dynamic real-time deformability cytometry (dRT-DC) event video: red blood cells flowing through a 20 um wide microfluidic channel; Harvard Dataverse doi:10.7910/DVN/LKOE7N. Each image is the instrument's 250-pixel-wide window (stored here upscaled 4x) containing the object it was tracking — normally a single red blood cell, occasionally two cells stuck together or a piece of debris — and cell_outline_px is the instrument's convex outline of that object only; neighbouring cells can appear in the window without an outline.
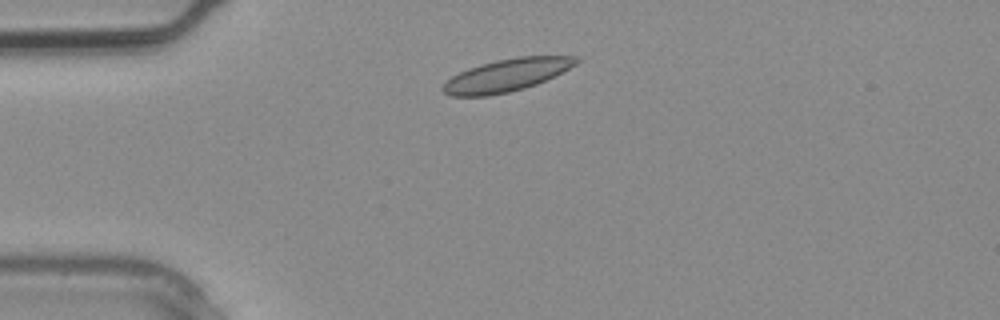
{"species": "common noctule bat (a hibernating species)", "species_latin": "Nyctalus noctula", "temperature_condition": "warm", "stored_images_in_passage": 2, "camera_frame_rate_fps": 3000, "um_per_image_px": 0.085, "animal": {"sex": "male", "body_mass_g": 20.4}, "frame": {"image": 1, "passage_image": 1, "time_ms": 0.0, "image_size_px": [1000, 320], "cell_outline_px": [[584, 60], [536, 84], [524, 88], [508, 92], [488, 96], [452, 96], [444, 92], [440, 88], [452, 76], [468, 68], [480, 64], [496, 60], [516, 56], [580, 56]], "centroid_in_image_um": [43.07, 6.38], "position_along_channel_um": 41.9, "area_um2": 25.14}}